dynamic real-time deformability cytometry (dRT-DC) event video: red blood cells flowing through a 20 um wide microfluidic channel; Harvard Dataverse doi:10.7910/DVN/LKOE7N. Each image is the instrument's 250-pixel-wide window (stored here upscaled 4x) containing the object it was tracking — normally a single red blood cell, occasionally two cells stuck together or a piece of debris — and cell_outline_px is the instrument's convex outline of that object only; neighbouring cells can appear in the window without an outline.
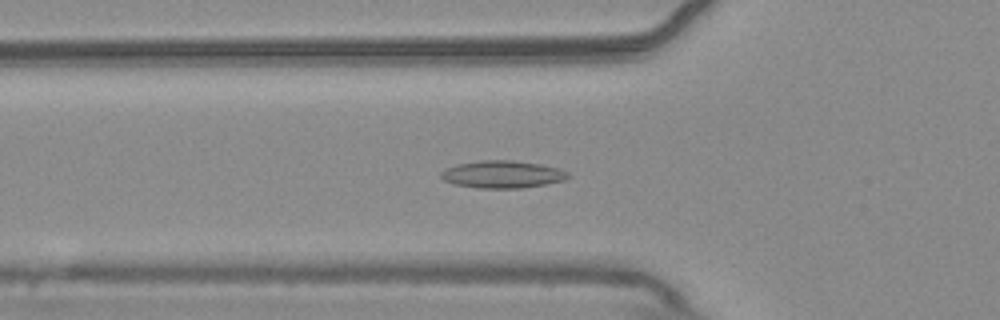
{"species": "common noctule bat (a hibernating species)", "species_latin": "Nyctalus noctula", "temperature_condition": "warm", "stored_images_in_passage": 55, "camera_frame_rate_fps": 3000, "um_per_image_px": 0.085, "animal": {"sex": "male", "body_mass_g": 20.4}, "frame": {"image": 1, "passage_image": 19, "time_ms": 6.0, "image_size_px": [1000, 320], "cell_outline_px": [[572, 176], [564, 180], [548, 184], [524, 188], [480, 188], [456, 184], [444, 180], [440, 176], [440, 172], [456, 164], [480, 160], [512, 160], [540, 164], [560, 168], [568, 172]], "centroid_in_image_um": [42.76, 14.82], "position_along_channel_um": 83.0, "area_um2": 20.4}}
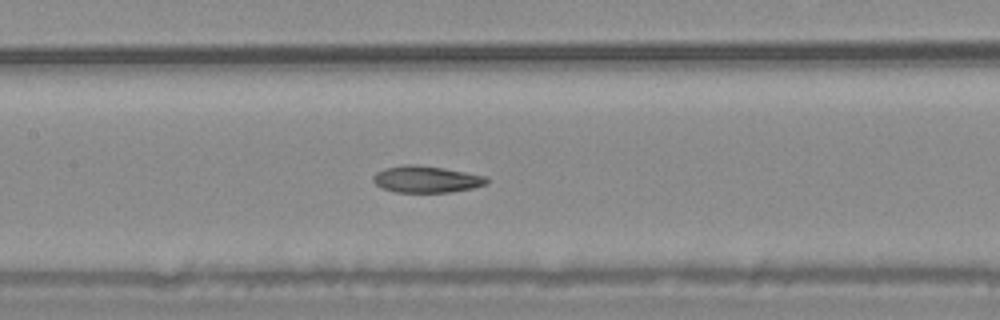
{"frame": {"image": 2, "passage_image": 26, "time_ms": 8.333, "image_size_px": [1000, 320], "cell_outline_px": [[488, 184], [472, 188], [452, 192], [396, 192], [380, 188], [372, 180], [372, 176], [376, 172], [384, 168], [404, 164], [416, 164], [444, 168], [488, 176]], "centroid_in_image_um": [36.23, 15.23], "position_along_channel_um": 171.2, "area_um2": 17.92}}
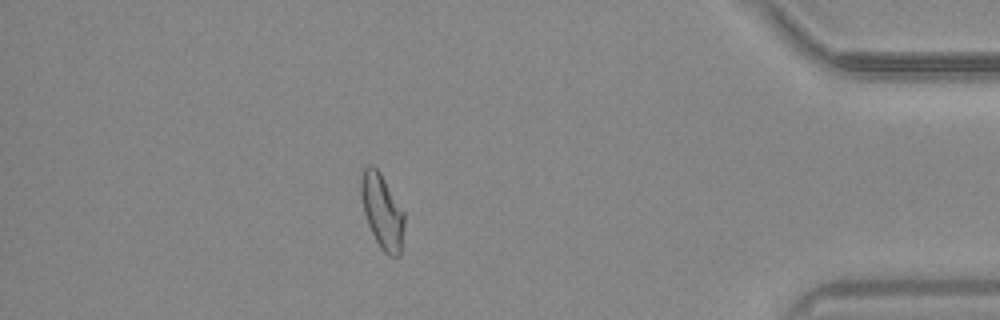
{"frame": {"image": 3, "passage_image": 48, "time_ms": 15.667, "image_size_px": [1000, 320], "cell_outline_px": [[404, 224], [400, 256], [388, 256], [380, 248], [368, 224], [364, 212], [360, 196], [360, 180], [364, 168], [368, 164], [372, 164], [380, 172], [404, 212]], "centroid_in_image_um": [32.47, 17.95], "position_along_channel_um": 402.7, "area_um2": 18.79}, "authors_computed_cell_mechanics": {"area_um2": 18.785, "velocity_mm_per_s": 3.7315, "shape_relaxation_time_tau1_ms": null, "shape_relaxation_time_tau2_ms": 2.9024, "deformation_change_tau1": null, "deformation_change_tau2": 0.0882}}